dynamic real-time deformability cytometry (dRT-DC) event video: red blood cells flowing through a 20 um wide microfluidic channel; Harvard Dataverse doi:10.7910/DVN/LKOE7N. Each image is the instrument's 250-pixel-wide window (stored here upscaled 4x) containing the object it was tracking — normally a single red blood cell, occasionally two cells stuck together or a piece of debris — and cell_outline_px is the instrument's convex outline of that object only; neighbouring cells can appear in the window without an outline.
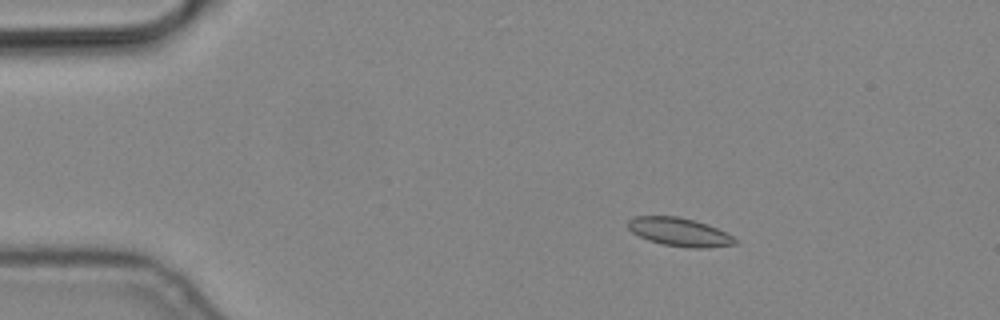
{"species": "common noctule bat (a hibernating species)", "species_latin": "Nyctalus noctula", "temperature_condition": "cold", "stored_images_in_passage": 6, "camera_frame_rate_fps": 3000, "um_per_image_px": 0.085, "animal": {"sex": "male", "body_mass_g": 19.2, "forearm_length_mm": 51.8}, "frame": {"image": 1, "passage_image": 3, "time_ms": 0.667, "image_size_px": [1000, 320], "cell_outline_px": [[736, 244], [708, 248], [692, 248], [664, 244], [648, 240], [632, 232], [628, 228], [628, 220], [636, 216], [676, 216], [708, 224], [732, 236], [736, 240]], "centroid_in_image_um": [57.74, 19.72], "position_along_channel_um": 27.3, "area_um2": 17.46}}